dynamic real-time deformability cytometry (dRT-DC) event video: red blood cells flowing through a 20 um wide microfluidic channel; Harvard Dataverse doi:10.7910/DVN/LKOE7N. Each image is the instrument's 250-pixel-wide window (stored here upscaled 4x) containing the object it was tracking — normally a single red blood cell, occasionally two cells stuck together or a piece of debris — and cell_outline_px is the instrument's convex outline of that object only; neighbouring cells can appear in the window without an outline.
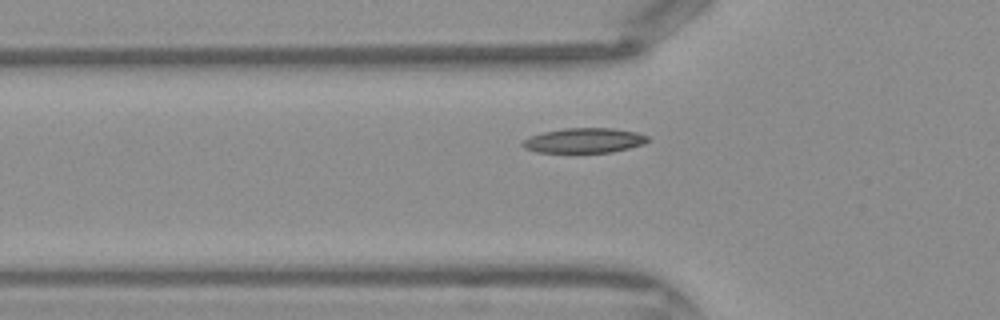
{"species": "Egyptian fruit bat (a non-hibernating species)", "species_latin": "Rousettus aegyptiacus", "temperature_condition": "warm", "stored_images_in_passage": 32, "camera_frame_rate_fps": 3000, "um_per_image_px": 0.085, "frame": {"image": 1, "passage_image": 7, "time_ms": 2.0, "image_size_px": [1000, 320], "cell_outline_px": [[652, 140], [644, 144], [612, 152], [536, 152], [524, 148], [520, 144], [524, 140], [532, 136], [544, 132], [564, 128], [612, 128], [636, 132], [648, 136]], "centroid_in_image_um": [49.69, 11.94], "position_along_channel_um": 76.1, "area_um2": 18.09}}
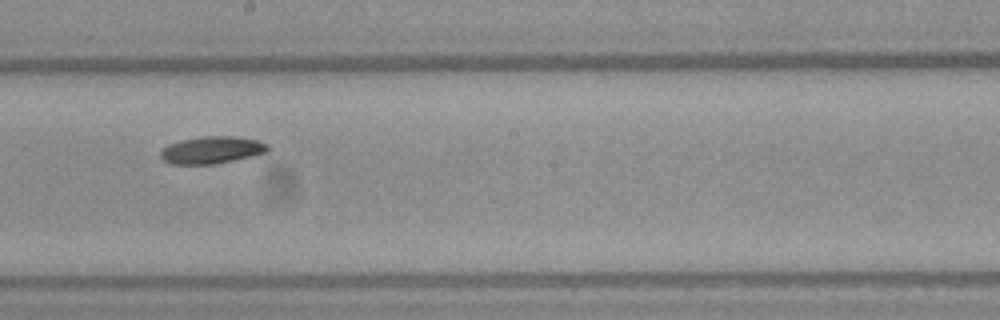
{"frame": {"image": 2, "passage_image": 17, "time_ms": 5.333, "image_size_px": [1000, 320], "cell_outline_px": [[268, 152], [252, 156], [216, 164], [172, 164], [164, 160], [160, 156], [160, 152], [168, 144], [180, 140], [204, 136], [236, 136], [260, 140], [268, 144]], "centroid_in_image_um": [18.03, 12.74], "position_along_channel_um": 230.2, "area_um2": 17.11}}
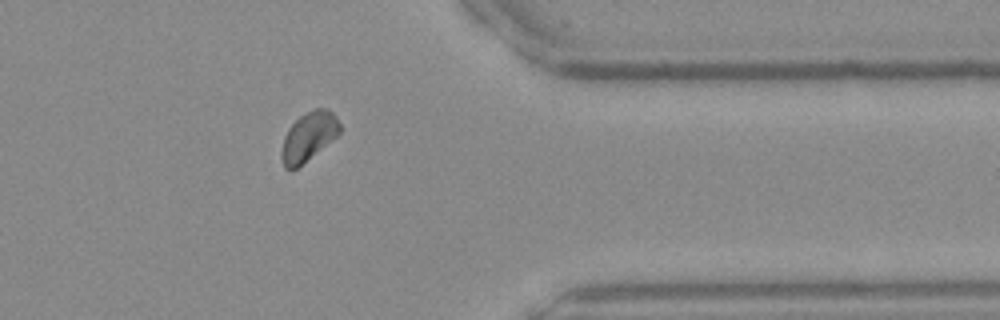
{"frame": {"image": 3, "passage_image": 28, "time_ms": 9.0, "image_size_px": [1000, 320], "cell_outline_px": [[340, 132], [336, 136], [296, 168], [284, 168], [280, 156], [280, 152], [284, 136], [288, 128], [300, 116], [316, 108], [324, 108], [332, 112], [336, 116], [340, 124]], "centroid_in_image_um": [26.2, 11.59], "position_along_channel_um": 385.2, "area_um2": 16.18}}